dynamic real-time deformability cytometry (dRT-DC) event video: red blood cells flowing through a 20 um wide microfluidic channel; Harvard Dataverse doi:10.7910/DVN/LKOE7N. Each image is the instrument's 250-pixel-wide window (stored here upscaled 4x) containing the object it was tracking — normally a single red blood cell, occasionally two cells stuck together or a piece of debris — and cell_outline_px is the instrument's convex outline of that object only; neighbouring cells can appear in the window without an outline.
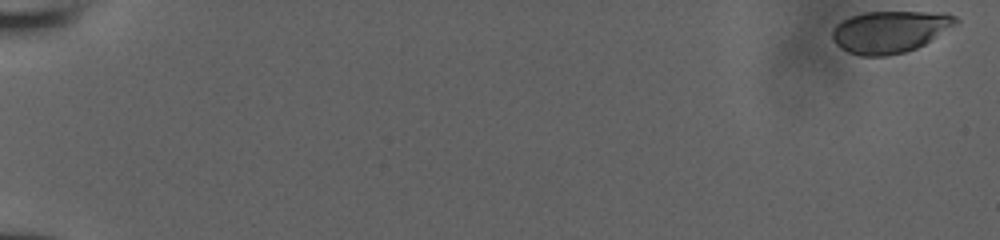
{"species": "human", "species_latin": "Homo sapiens", "temperature_condition": "room temperature", "stored_images_in_passage": 53, "camera_frame_rate_fps": 3000, "um_per_image_px": 0.085, "donor": {"sex": "male"}, "frame": {"image": 1, "passage_image": 1, "time_ms": 0.0, "image_size_px": [1000, 240], "cell_outline_px": [[960, 20], [956, 24], [924, 44], [916, 48], [904, 52], [888, 56], [860, 56], [848, 52], [840, 48], [832, 40], [832, 28], [836, 24], [852, 16], [864, 12], [944, 12], [956, 16]], "centroid_in_image_um": [75.62, 2.69], "position_along_channel_um": 9.4, "area_um2": 30.23}}
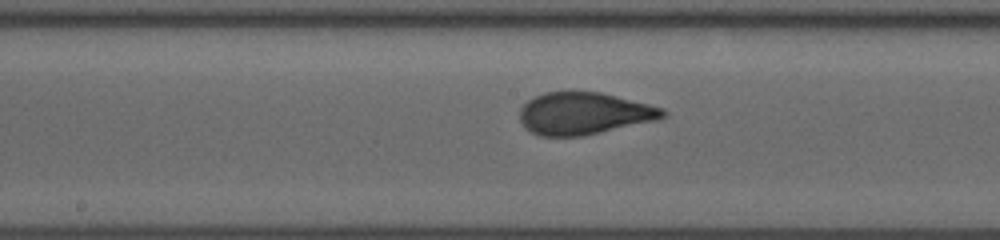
{"frame": {"image": 2, "passage_image": 30, "time_ms": 9.667, "image_size_px": [1000, 240], "cell_outline_px": [[668, 116], [660, 120], [584, 136], [540, 136], [524, 128], [520, 120], [520, 108], [528, 100], [544, 92], [600, 92], [664, 108], [668, 112]], "centroid_in_image_um": [49.68, 9.66], "position_along_channel_um": 198.5, "area_um2": 35.43}}
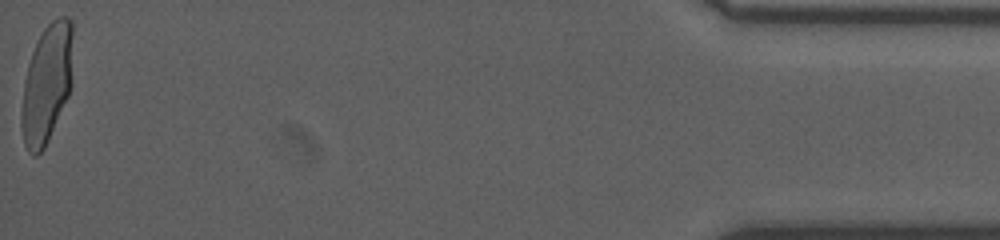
{"frame": {"image": 3, "passage_image": 53, "time_ms": 17.333, "image_size_px": [1000, 240], "cell_outline_px": [[72, 84], [68, 96], [44, 148], [36, 156], [32, 156], [28, 152], [24, 144], [20, 128], [20, 112], [24, 80], [28, 64], [32, 52], [44, 28], [52, 20], [60, 16], [68, 16], [72, 20]], "centroid_in_image_um": [3.96, 7.13], "position_along_channel_um": 431.2, "area_um2": 35.84}}